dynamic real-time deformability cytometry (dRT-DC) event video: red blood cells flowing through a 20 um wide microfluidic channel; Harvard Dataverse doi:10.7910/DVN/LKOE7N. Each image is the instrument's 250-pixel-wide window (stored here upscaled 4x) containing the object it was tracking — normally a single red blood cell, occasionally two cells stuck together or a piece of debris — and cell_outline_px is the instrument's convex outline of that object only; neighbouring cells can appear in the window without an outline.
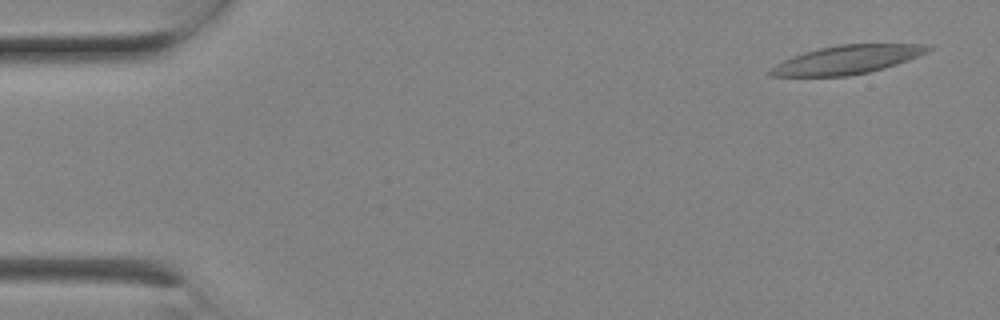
{"species": "Egyptian fruit bat (a non-hibernating species)", "species_latin": "Rousettus aegyptiacus", "temperature_condition": "room temperature", "stored_images_in_passage": 7, "camera_frame_rate_fps": 3000, "um_per_image_px": 0.085, "animal": {"sex": "female"}, "frame": {"image": 1, "passage_image": 1, "time_ms": 0.0, "image_size_px": [1000, 320], "cell_outline_px": [[932, 48], [928, 52], [908, 60], [884, 68], [868, 72], [848, 76], [772, 76], [768, 72], [768, 68], [792, 56], [804, 52], [820, 48], [840, 44], [932, 44]], "centroid_in_image_um": [72.01, 5.07], "position_along_channel_um": 13.0, "area_um2": 26.18}}
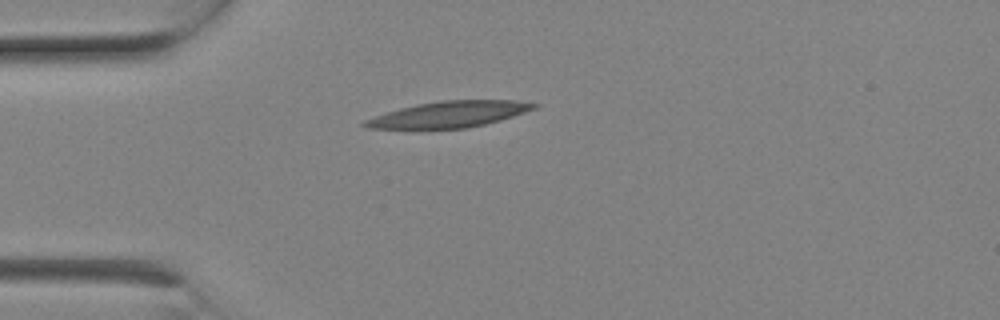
{"frame": {"image": 2, "passage_image": 5, "time_ms": 1.333, "image_size_px": [1000, 320], "cell_outline_px": [[540, 104], [536, 108], [500, 120], [484, 124], [464, 128], [364, 128], [360, 124], [364, 120], [400, 108], [416, 104], [444, 100], [520, 100]], "centroid_in_image_um": [38.19, 9.7], "position_along_channel_um": 46.8, "area_um2": 25.43}}
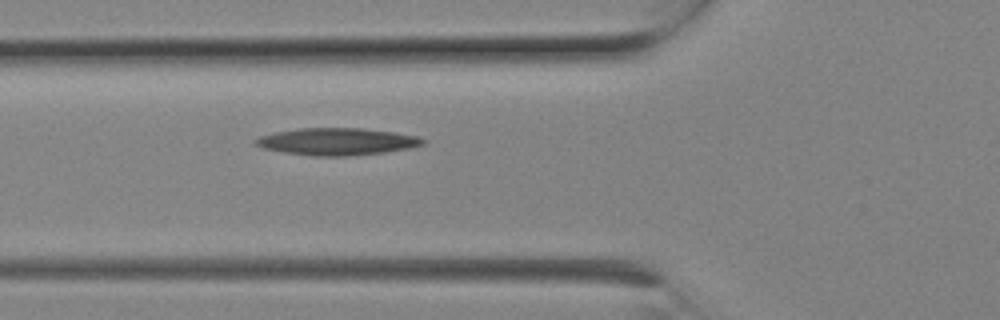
{"frame": {"image": 3, "passage_image": 7, "time_ms": 2.0, "image_size_px": [1000, 320], "cell_outline_px": [[428, 140], [424, 144], [412, 148], [384, 152], [348, 156], [312, 156], [284, 152], [264, 148], [252, 144], [252, 140], [260, 136], [276, 132], [300, 128], [360, 128], [396, 132], [416, 136]], "centroid_in_image_um": [28.65, 12.03], "position_along_channel_um": 97.1, "area_um2": 26.59}}